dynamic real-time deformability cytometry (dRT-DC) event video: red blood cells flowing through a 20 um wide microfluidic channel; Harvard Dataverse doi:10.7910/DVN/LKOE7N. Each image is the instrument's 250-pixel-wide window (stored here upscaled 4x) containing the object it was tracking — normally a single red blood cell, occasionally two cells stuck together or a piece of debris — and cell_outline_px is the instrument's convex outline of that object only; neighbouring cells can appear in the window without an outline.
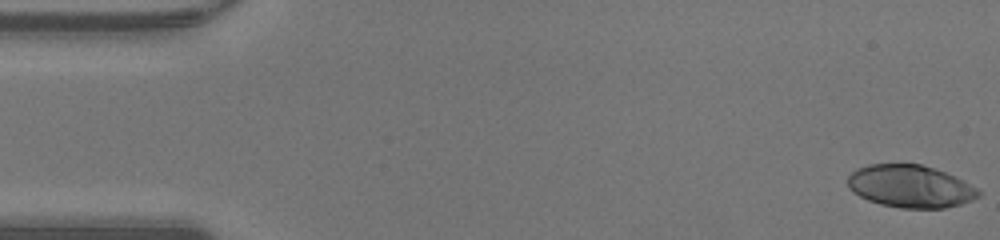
{"species": "human", "species_latin": "Homo sapiens", "temperature_condition": "warm", "stored_images_in_passage": 48, "camera_frame_rate_fps": 3000, "um_per_image_px": 0.085, "donor": {"sex": "male"}, "frame": {"image": 1, "passage_image": 1, "time_ms": 0.0, "image_size_px": [1000, 240], "cell_outline_px": [[980, 196], [972, 200], [960, 204], [944, 208], [900, 208], [880, 204], [868, 200], [852, 192], [848, 188], [848, 176], [856, 168], [868, 164], [920, 164], [944, 172], [964, 180], [976, 188], [980, 192]], "centroid_in_image_um": [77.35, 15.84], "position_along_channel_um": 7.6, "area_um2": 32.37}}
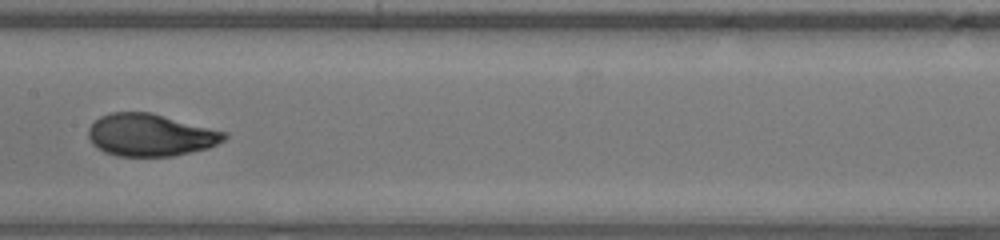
{"frame": {"image": 2, "passage_image": 24, "time_ms": 7.667, "image_size_px": [1000, 240], "cell_outline_px": [[228, 136], [224, 140], [208, 148], [172, 156], [116, 156], [104, 152], [96, 148], [92, 144], [88, 136], [88, 128], [100, 116], [112, 112], [148, 112], [228, 132]], "centroid_in_image_um": [12.76, 11.48], "position_along_channel_um": 194.6, "area_um2": 33.47}}
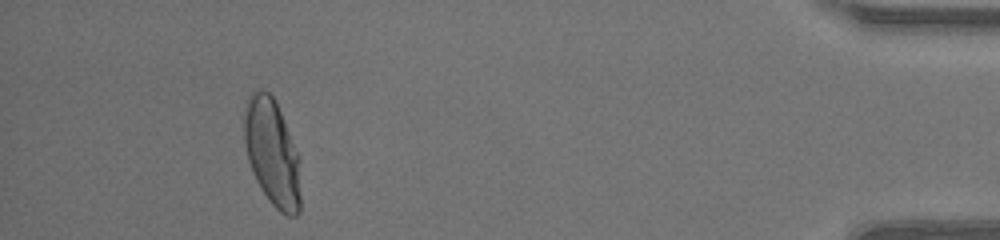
{"frame": {"image": 3, "passage_image": 44, "time_ms": 14.333, "image_size_px": [1000, 240], "cell_outline_px": [[300, 212], [296, 216], [288, 216], [280, 212], [268, 200], [260, 188], [252, 172], [248, 160], [244, 140], [244, 100], [256, 88], [260, 88], [268, 92], [276, 100], [300, 156]], "centroid_in_image_um": [23.13, 12.94], "position_along_channel_um": 412.1, "area_um2": 36.01}, "authors_computed_cell_mechanics": {"area_um2": 33.5529, "velocity_mm_per_s": 4.3149, "shape_relaxation_time_tau1_ms": 5.997, "shape_relaxation_time_tau2_ms": null, "deformation_change_tau1": 0.2652, "deformation_change_tau2": null}}